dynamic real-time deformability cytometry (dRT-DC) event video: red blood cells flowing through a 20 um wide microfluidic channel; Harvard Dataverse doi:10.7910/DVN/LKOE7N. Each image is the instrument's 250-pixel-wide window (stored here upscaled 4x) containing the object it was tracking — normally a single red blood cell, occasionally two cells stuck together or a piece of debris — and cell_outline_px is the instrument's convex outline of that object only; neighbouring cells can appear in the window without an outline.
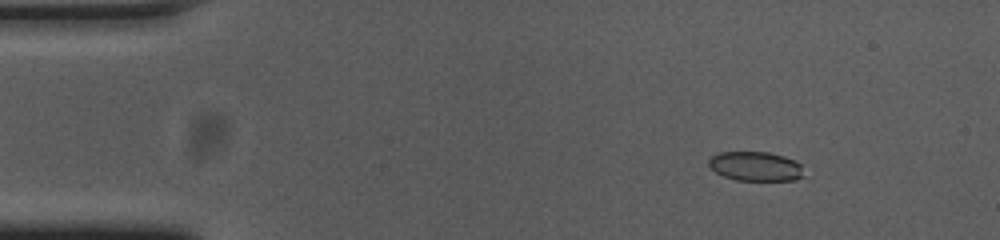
{"species": "common noctule bat (a hibernating species)", "species_latin": "Nyctalus noctula", "temperature_condition": "cold", "stored_images_in_passage": 49, "camera_frame_rate_fps": 3000, "um_per_image_px": 0.085, "animal": {"sex": "female", "body_mass_g": 23.0, "forearm_length_mm": 53.4}, "frame": {"image": 1, "passage_image": 1, "time_ms": 0.0, "image_size_px": [1000, 240], "cell_outline_px": [[804, 176], [796, 180], [736, 180], [724, 176], [716, 172], [708, 164], [708, 160], [712, 156], [720, 152], [768, 152], [784, 156], [796, 160], [800, 164]], "centroid_in_image_um": [64.24, 14.13], "position_along_channel_um": 20.8, "area_um2": 16.24}}
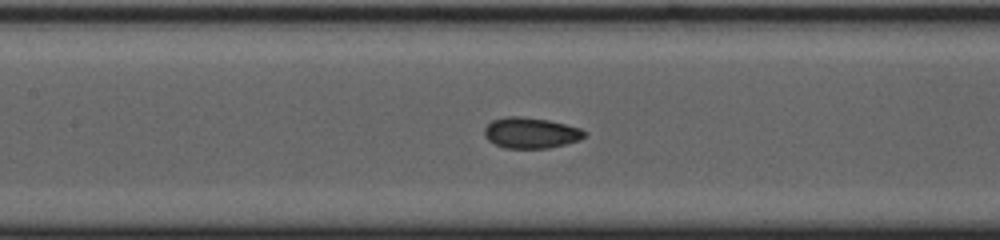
{"frame": {"image": 2, "passage_image": 19, "time_ms": 6.0, "image_size_px": [1000, 240], "cell_outline_px": [[588, 132], [580, 140], [548, 148], [504, 148], [488, 140], [484, 136], [484, 128], [492, 120], [504, 116], [520, 116], [548, 120], [580, 128]], "centroid_in_image_um": [45.1, 11.29], "position_along_channel_um": 162.3, "area_um2": 17.98}}
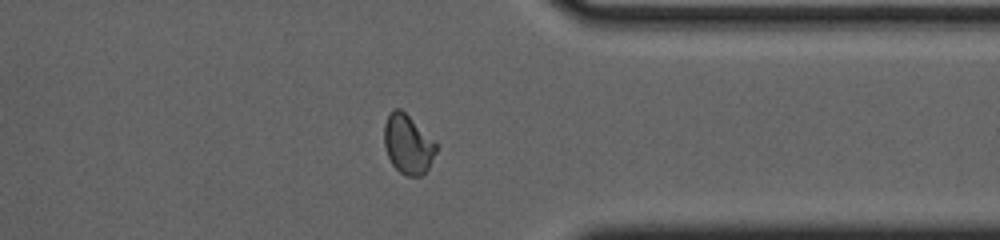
{"frame": {"image": 3, "passage_image": 37, "time_ms": 12.0, "image_size_px": [1000, 240], "cell_outline_px": [[436, 152], [428, 168], [420, 176], [404, 176], [392, 164], [388, 156], [384, 144], [384, 124], [388, 116], [396, 108], [400, 108], [436, 140]], "centroid_in_image_um": [34.68, 12.26], "position_along_channel_um": 376.7, "area_um2": 17.92}, "authors_computed_cell_mechanics": {"area_um2": 17.6868, "velocity_mm_per_s": 3.6991, "shape_relaxation_time_tau1_ms": 9.5012, "shape_relaxation_time_tau2_ms": 1.571, "deformation_change_tau1": 0.1913, "deformation_change_tau2": 0.0448}}